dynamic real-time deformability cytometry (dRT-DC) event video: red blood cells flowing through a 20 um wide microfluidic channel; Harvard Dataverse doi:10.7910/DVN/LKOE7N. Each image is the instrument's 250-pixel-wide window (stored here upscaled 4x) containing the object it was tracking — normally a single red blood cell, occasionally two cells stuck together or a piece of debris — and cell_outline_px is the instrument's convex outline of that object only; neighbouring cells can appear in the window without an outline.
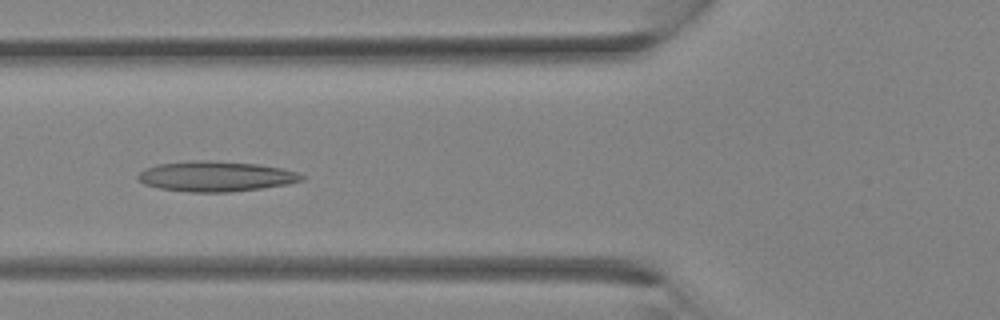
{"species": "Egyptian fruit bat (a non-hibernating species)", "species_latin": "Rousettus aegyptiacus", "temperature_condition": "room temperature", "stored_images_in_passage": 32, "camera_frame_rate_fps": 3000, "um_per_image_px": 0.085, "animal": {"sex": "female"}, "frame": {"image": 1, "passage_image": 12, "time_ms": 3.667, "image_size_px": [1000, 320], "cell_outline_px": [[304, 180], [288, 184], [260, 188], [228, 192], [188, 192], [160, 188], [144, 184], [136, 180], [136, 176], [144, 168], [156, 164], [188, 160], [212, 160], [256, 164], [280, 168], [296, 172], [304, 176]], "centroid_in_image_um": [18.27, 14.98], "position_along_channel_um": 107.5, "area_um2": 29.02}}
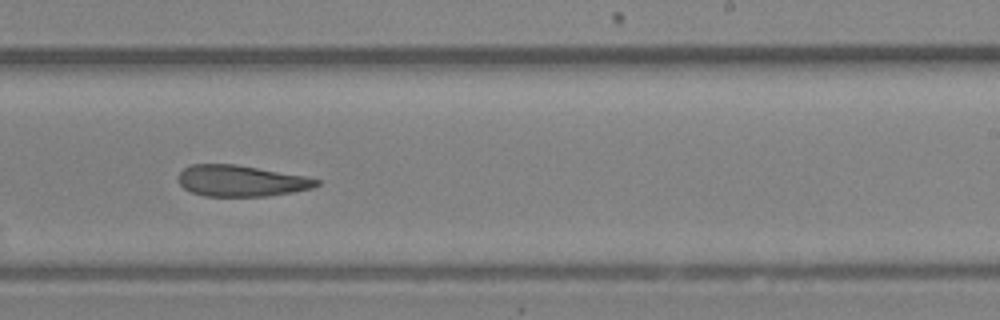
{"frame": {"image": 2, "passage_image": 20, "time_ms": 6.333, "image_size_px": [1000, 320], "cell_outline_px": [[320, 184], [312, 188], [292, 192], [268, 196], [204, 196], [192, 192], [184, 188], [180, 184], [176, 176], [184, 168], [192, 164], [236, 164], [304, 176], [320, 180]], "centroid_in_image_um": [20.46, 15.37], "position_along_channel_um": 268.5, "area_um2": 25.09}}
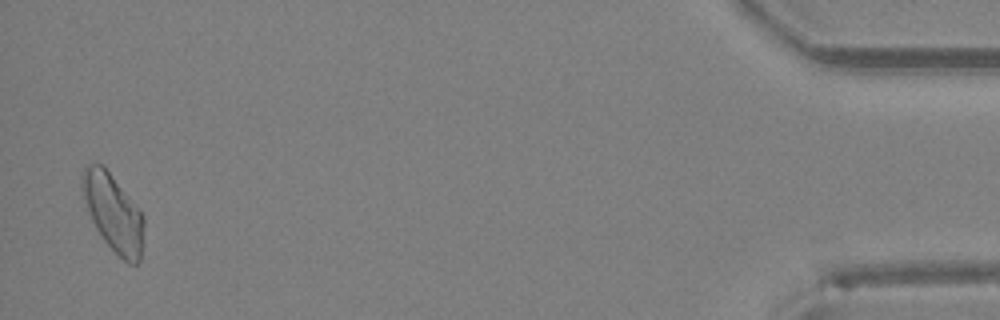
{"frame": {"image": 3, "passage_image": 32, "time_ms": 10.333, "image_size_px": [1000, 320], "cell_outline_px": [[144, 244], [140, 260], [136, 264], [128, 264], [104, 240], [96, 228], [92, 220], [84, 200], [80, 188], [80, 176], [84, 168], [88, 164], [100, 164], [108, 172], [140, 208], [144, 216]], "centroid_in_image_um": [9.64, 18.1], "position_along_channel_um": 425.6, "area_um2": 27.8}}